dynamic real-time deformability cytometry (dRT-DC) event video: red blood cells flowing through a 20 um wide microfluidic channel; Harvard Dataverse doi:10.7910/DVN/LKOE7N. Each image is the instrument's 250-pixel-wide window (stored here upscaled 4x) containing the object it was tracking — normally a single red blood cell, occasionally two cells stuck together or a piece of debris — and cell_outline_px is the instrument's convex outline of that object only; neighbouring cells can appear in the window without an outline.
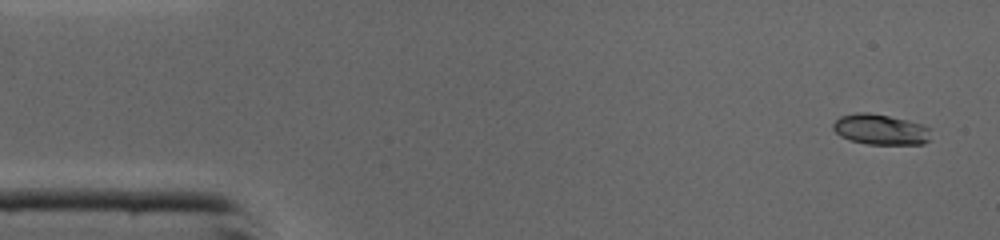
{"species": "common noctule bat (a hibernating species)", "species_latin": "Nyctalus noctula", "temperature_condition": "cold", "stored_images_in_passage": 45, "camera_frame_rate_fps": 3000, "um_per_image_px": 0.085, "animal": {"sex": "male", "body_mass_g": 19.0, "forearm_length_mm": 50.8}, "frame": {"image": 1, "passage_image": 2, "time_ms": 0.333, "image_size_px": [1000, 240], "cell_outline_px": [[928, 140], [924, 144], [868, 144], [852, 140], [840, 136], [832, 128], [832, 124], [840, 116], [856, 112], [868, 112], [908, 120], [920, 124], [928, 128]], "centroid_in_image_um": [74.79, 10.99], "position_along_channel_um": 10.2, "area_um2": 17.17}}
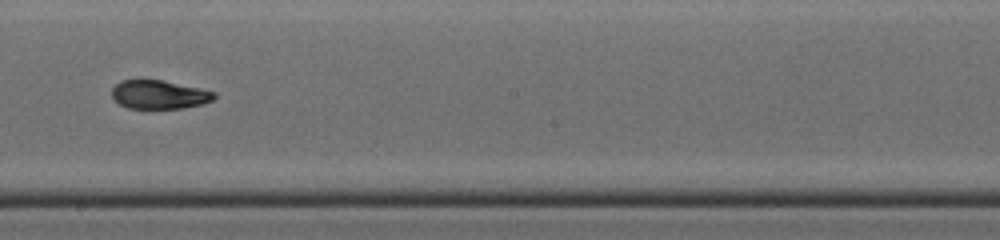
{"frame": {"image": 2, "passage_image": 25, "time_ms": 8.0, "image_size_px": [1000, 240], "cell_outline_px": [[216, 96], [212, 100], [204, 104], [184, 108], [128, 108], [120, 104], [112, 96], [112, 88], [120, 80], [160, 80], [216, 92]], "centroid_in_image_um": [13.53, 8.05], "position_along_channel_um": 234.7, "area_um2": 16.88}}
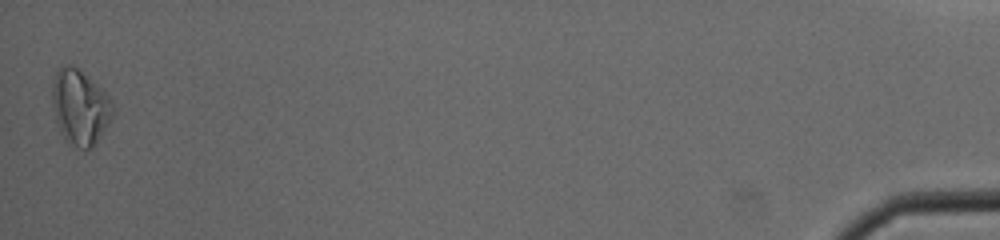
{"frame": {"image": 3, "passage_image": 45, "time_ms": 14.667, "image_size_px": [1000, 240], "cell_outline_px": [[116, 108], [112, 120], [92, 148], [80, 148], [64, 140], [60, 132], [56, 120], [52, 104], [52, 84], [56, 72], [60, 64], [72, 64], [96, 84], [112, 100]], "centroid_in_image_um": [6.81, 9.1], "position_along_channel_um": 428.4, "area_um2": 26.7}, "authors_computed_cell_mechanics": {"area_um2": 17.918, "velocity_mm_per_s": 4.3882, "shape_relaxation_time_tau1_ms": null, "shape_relaxation_time_tau2_ms": 1.631, "deformation_change_tau1": null, "deformation_change_tau2": 0.0691}}